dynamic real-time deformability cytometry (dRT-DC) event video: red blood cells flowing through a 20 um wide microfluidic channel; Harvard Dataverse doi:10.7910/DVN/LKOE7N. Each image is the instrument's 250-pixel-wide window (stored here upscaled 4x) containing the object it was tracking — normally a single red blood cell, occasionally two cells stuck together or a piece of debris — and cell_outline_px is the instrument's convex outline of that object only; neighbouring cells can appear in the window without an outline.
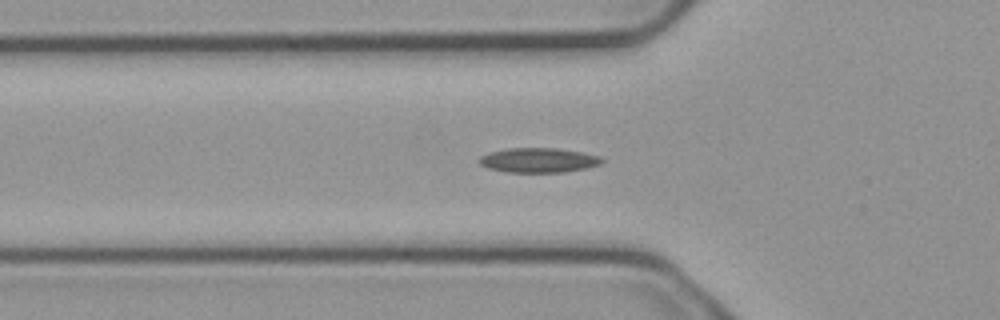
{"species": "common noctule bat (a hibernating species)", "species_latin": "Nyctalus noctula", "temperature_condition": "cold", "stored_images_in_passage": 39, "camera_frame_rate_fps": 3000, "um_per_image_px": 0.085, "animal": {"sex": "male", "body_mass_g": 23.1, "forearm_length_mm": 52.7}, "frame": {"image": 1, "passage_image": 2, "time_ms": 0.333, "image_size_px": [1000, 320], "cell_outline_px": [[604, 160], [600, 164], [588, 168], [564, 172], [508, 172], [488, 168], [480, 164], [480, 156], [488, 152], [508, 148], [556, 148], [580, 152], [600, 156]], "centroid_in_image_um": [45.78, 13.61], "position_along_channel_um": 80.0, "area_um2": 17.57}}
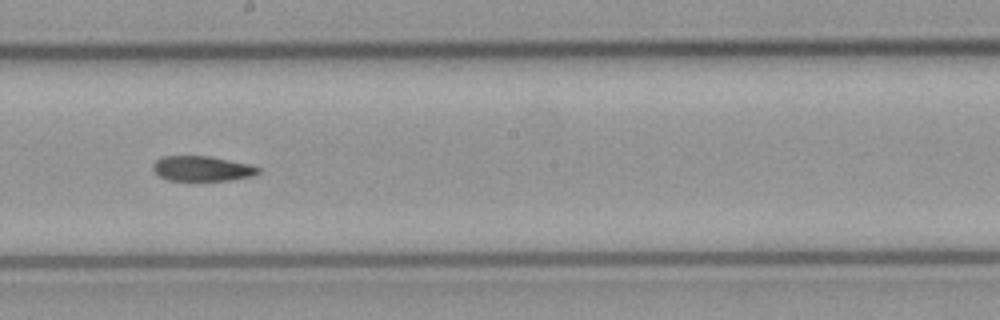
{"frame": {"image": 2, "passage_image": 14, "time_ms": 4.333, "image_size_px": [1000, 320], "cell_outline_px": [[260, 172], [252, 176], [228, 180], [168, 180], [160, 176], [152, 168], [152, 164], [156, 160], [164, 156], [208, 156], [248, 164], [260, 168]], "centroid_in_image_um": [17.16, 14.32], "position_along_channel_um": 231.0, "area_um2": 15.14}}
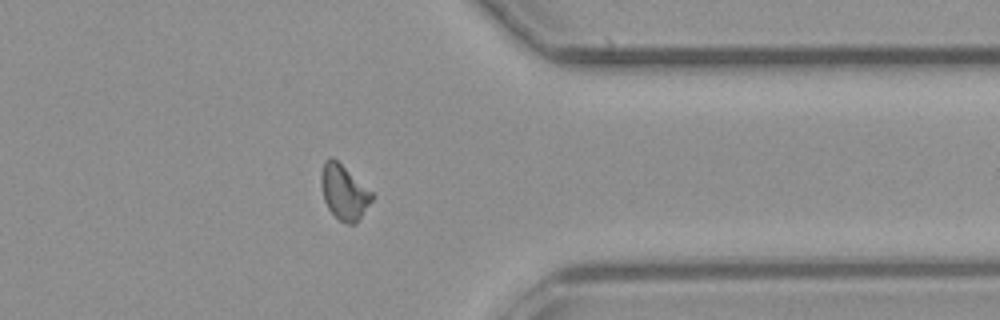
{"frame": {"image": 3, "passage_image": 27, "time_ms": 8.667, "image_size_px": [1000, 320], "cell_outline_px": [[376, 196], [356, 224], [348, 224], [340, 220], [328, 208], [324, 200], [320, 184], [320, 176], [324, 160], [332, 156], [372, 192]], "centroid_in_image_um": [29.24, 16.34], "position_along_channel_um": 382.2, "area_um2": 16.24}, "authors_computed_cell_mechanics": {"area_um2": 16.1262, "velocity_mm_per_s": 3.7495, "shape_relaxation_time_tau1_ms": null, "shape_relaxation_time_tau2_ms": 10.9884, "deformation_change_tau1": null, "deformation_change_tau2": 0.1607}}